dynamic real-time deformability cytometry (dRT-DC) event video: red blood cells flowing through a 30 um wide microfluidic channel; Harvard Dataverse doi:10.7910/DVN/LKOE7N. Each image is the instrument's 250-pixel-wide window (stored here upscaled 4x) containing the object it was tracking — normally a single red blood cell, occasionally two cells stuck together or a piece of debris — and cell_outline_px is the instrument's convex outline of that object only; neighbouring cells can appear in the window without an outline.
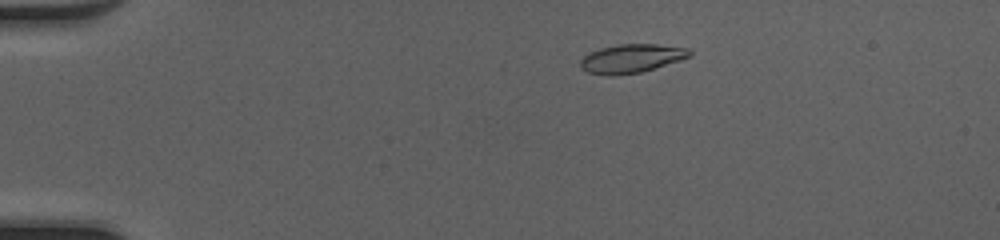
{"species": "common noctule bat (a hibernating species)", "species_latin": "Nyctalus noctula", "temperature_condition": "cold", "stored_images_in_passage": 48, "camera_frame_rate_fps": 3000, "um_per_image_px": 0.085, "animal": {"sex": "female", "body_mass_g": 20.0, "forearm_length_mm": 54.0}, "frame": {"image": 1, "passage_image": 8, "time_ms": 2.333, "image_size_px": [1000, 240], "cell_outline_px": [[692, 56], [680, 60], [640, 72], [612, 76], [608, 76], [588, 72], [580, 68], [580, 60], [584, 56], [600, 48], [620, 44], [656, 44], [688, 48], [692, 52]], "centroid_in_image_um": [53.67, 4.97], "position_along_channel_um": 31.3, "area_um2": 18.15}}
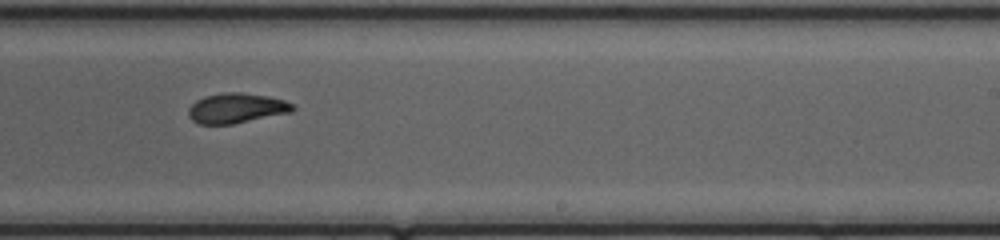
{"frame": {"image": 2, "passage_image": 30, "time_ms": 9.667, "image_size_px": [1000, 240], "cell_outline_px": [[296, 108], [292, 112], [232, 124], [200, 124], [192, 120], [188, 116], [188, 108], [196, 100], [204, 96], [224, 92], [240, 92], [268, 96], [284, 100], [292, 104]], "centroid_in_image_um": [20.08, 9.19], "position_along_channel_um": 268.9, "area_um2": 18.26}}
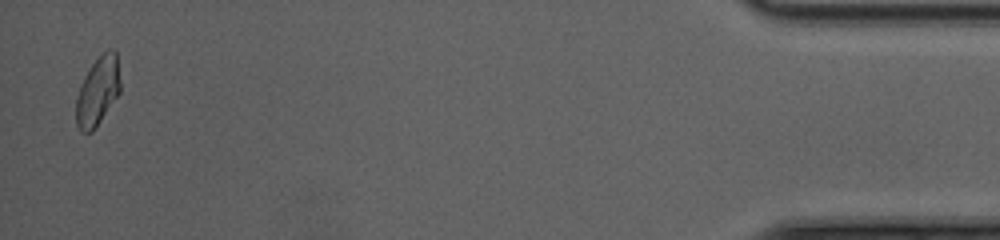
{"frame": {"image": 3, "passage_image": 47, "time_ms": 15.333, "image_size_px": [1000, 240], "cell_outline_px": [[120, 92], [92, 132], [80, 132], [76, 124], [76, 96], [80, 84], [84, 76], [92, 64], [108, 48], [112, 48], [116, 52], [120, 80]], "centroid_in_image_um": [8.29, 7.75], "position_along_channel_um": 426.9, "area_um2": 17.63}, "authors_computed_cell_mechanics": {"area_um2": 18.2648, "velocity_mm_per_s": 4.2153, "shape_relaxation_time_tau1_ms": null, "shape_relaxation_time_tau2_ms": 1.2255, "deformation_change_tau1": null, "deformation_change_tau2": 0.0726}}